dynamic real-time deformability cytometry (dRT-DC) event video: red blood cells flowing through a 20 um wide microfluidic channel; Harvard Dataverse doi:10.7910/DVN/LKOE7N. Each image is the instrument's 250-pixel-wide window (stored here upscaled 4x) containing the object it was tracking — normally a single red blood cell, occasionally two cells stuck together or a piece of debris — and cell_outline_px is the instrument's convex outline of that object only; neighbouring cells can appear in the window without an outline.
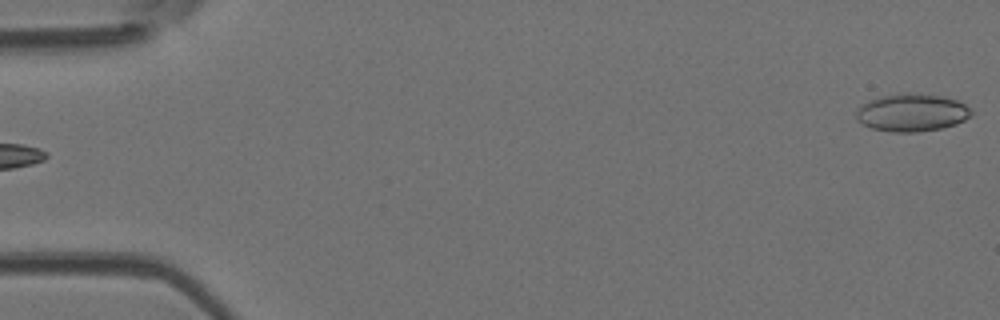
{"species": "Egyptian fruit bat (a non-hibernating species)", "species_latin": "Rousettus aegyptiacus", "temperature_condition": "room temperature", "stored_images_in_passage": 5, "segment_of_instrument_passage": [2, 2], "camera_frame_rate_fps": 3000, "um_per_image_px": 0.085, "animal": {"sex": "female"}, "frame": {"image": 1, "passage_image": 5, "time_ms": 1.333, "image_size_px": [1000, 320], "cell_outline_px": [[972, 116], [956, 124], [940, 128], [916, 132], [892, 132], [872, 128], [856, 120], [856, 108], [860, 104], [868, 100], [880, 96], [900, 92], [908, 92], [944, 96], [956, 100], [972, 108]], "centroid_in_image_um": [77.49, 9.55], "position_along_channel_um": 7.5, "area_um2": 25.66}}